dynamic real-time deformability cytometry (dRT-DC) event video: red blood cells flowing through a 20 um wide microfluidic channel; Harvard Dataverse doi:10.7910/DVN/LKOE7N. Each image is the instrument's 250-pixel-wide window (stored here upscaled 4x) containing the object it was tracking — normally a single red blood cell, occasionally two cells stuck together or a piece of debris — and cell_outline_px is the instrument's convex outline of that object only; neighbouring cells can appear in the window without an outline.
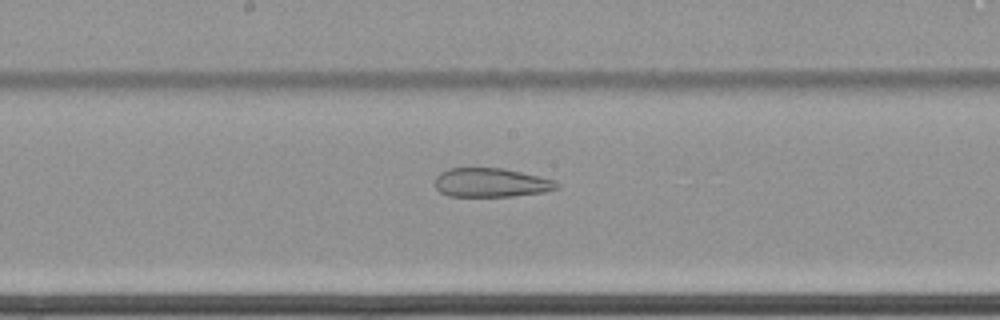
{"species": "common noctule bat (a hibernating species)", "species_latin": "Nyctalus noctula", "temperature_condition": "cold", "stored_images_in_passage": 62, "camera_frame_rate_fps": 3000, "um_per_image_px": 0.085, "animal": {"sex": "female", "body_mass_g": 22.7, "forearm_length_mm": 54.2}, "frame": {"image": 1, "passage_image": 35, "time_ms": 11.333, "image_size_px": [1000, 320], "cell_outline_px": [[560, 188], [544, 192], [512, 196], [448, 196], [440, 192], [436, 188], [436, 176], [440, 172], [448, 168], [504, 168], [540, 176], [556, 180], [560, 184]], "centroid_in_image_um": [41.78, 15.52], "position_along_channel_um": 206.4, "area_um2": 20.75}}
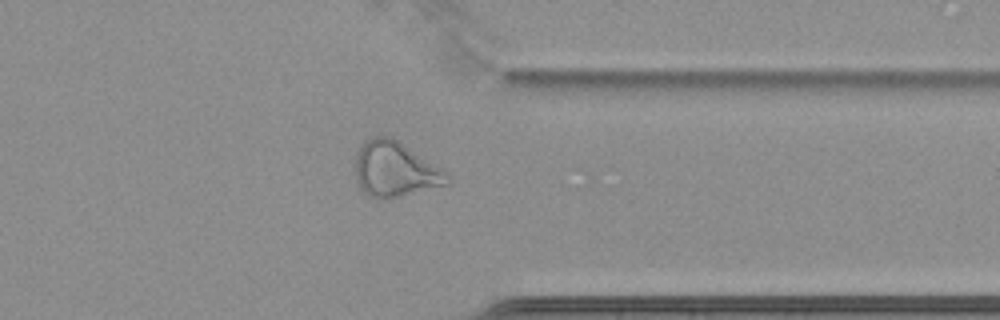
{"frame": {"image": 2, "passage_image": 50, "time_ms": 16.333, "image_size_px": [1000, 320], "cell_outline_px": [[452, 180], [448, 184], [380, 200], [368, 196], [356, 184], [356, 152], [364, 140], [372, 136], [392, 136], [448, 172], [452, 176]], "centroid_in_image_um": [33.57, 14.38], "position_along_channel_um": 377.8, "area_um2": 29.82}}